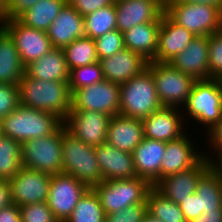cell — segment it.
Instances as JSON below:
<instances>
[{"label": "cell", "mask_w": 222, "mask_h": 222, "mask_svg": "<svg viewBox=\"0 0 222 222\" xmlns=\"http://www.w3.org/2000/svg\"><path fill=\"white\" fill-rule=\"evenodd\" d=\"M20 104L51 112L63 121L71 109L72 95L68 81H43L31 78L26 72L19 81Z\"/></svg>", "instance_id": "6da1fadb"}, {"label": "cell", "mask_w": 222, "mask_h": 222, "mask_svg": "<svg viewBox=\"0 0 222 222\" xmlns=\"http://www.w3.org/2000/svg\"><path fill=\"white\" fill-rule=\"evenodd\" d=\"M2 134L21 144L55 133L64 121L57 115L19 104L10 114L1 119Z\"/></svg>", "instance_id": "7a4b0ae2"}, {"label": "cell", "mask_w": 222, "mask_h": 222, "mask_svg": "<svg viewBox=\"0 0 222 222\" xmlns=\"http://www.w3.org/2000/svg\"><path fill=\"white\" fill-rule=\"evenodd\" d=\"M182 112L183 117H186V125L189 123L186 122L187 119L195 120L194 122L206 128L204 132H209L222 121V80H196Z\"/></svg>", "instance_id": "3957f363"}, {"label": "cell", "mask_w": 222, "mask_h": 222, "mask_svg": "<svg viewBox=\"0 0 222 222\" xmlns=\"http://www.w3.org/2000/svg\"><path fill=\"white\" fill-rule=\"evenodd\" d=\"M63 173L74 176L88 188L102 182V173L95 155V147L85 144L62 125Z\"/></svg>", "instance_id": "277c9868"}, {"label": "cell", "mask_w": 222, "mask_h": 222, "mask_svg": "<svg viewBox=\"0 0 222 222\" xmlns=\"http://www.w3.org/2000/svg\"><path fill=\"white\" fill-rule=\"evenodd\" d=\"M162 107L152 73L147 68L120 85L119 114L143 120Z\"/></svg>", "instance_id": "5b68a950"}, {"label": "cell", "mask_w": 222, "mask_h": 222, "mask_svg": "<svg viewBox=\"0 0 222 222\" xmlns=\"http://www.w3.org/2000/svg\"><path fill=\"white\" fill-rule=\"evenodd\" d=\"M153 186L145 179L106 180L92 188L105 214L114 213L136 204H147L146 198Z\"/></svg>", "instance_id": "8992f818"}, {"label": "cell", "mask_w": 222, "mask_h": 222, "mask_svg": "<svg viewBox=\"0 0 222 222\" xmlns=\"http://www.w3.org/2000/svg\"><path fill=\"white\" fill-rule=\"evenodd\" d=\"M165 13L195 36H209L222 29V8L168 0Z\"/></svg>", "instance_id": "52a82bcc"}, {"label": "cell", "mask_w": 222, "mask_h": 222, "mask_svg": "<svg viewBox=\"0 0 222 222\" xmlns=\"http://www.w3.org/2000/svg\"><path fill=\"white\" fill-rule=\"evenodd\" d=\"M146 68L152 73L161 105L182 108L196 80L173 68L169 63L150 61Z\"/></svg>", "instance_id": "ba28073f"}, {"label": "cell", "mask_w": 222, "mask_h": 222, "mask_svg": "<svg viewBox=\"0 0 222 222\" xmlns=\"http://www.w3.org/2000/svg\"><path fill=\"white\" fill-rule=\"evenodd\" d=\"M22 166L46 174L63 173L62 126L50 135L21 144Z\"/></svg>", "instance_id": "9c48e42d"}, {"label": "cell", "mask_w": 222, "mask_h": 222, "mask_svg": "<svg viewBox=\"0 0 222 222\" xmlns=\"http://www.w3.org/2000/svg\"><path fill=\"white\" fill-rule=\"evenodd\" d=\"M120 85L103 79L72 94L70 110L98 111L110 117L119 114Z\"/></svg>", "instance_id": "30bf717a"}, {"label": "cell", "mask_w": 222, "mask_h": 222, "mask_svg": "<svg viewBox=\"0 0 222 222\" xmlns=\"http://www.w3.org/2000/svg\"><path fill=\"white\" fill-rule=\"evenodd\" d=\"M89 188L66 173L51 176L47 204L59 222H65Z\"/></svg>", "instance_id": "8fae6325"}, {"label": "cell", "mask_w": 222, "mask_h": 222, "mask_svg": "<svg viewBox=\"0 0 222 222\" xmlns=\"http://www.w3.org/2000/svg\"><path fill=\"white\" fill-rule=\"evenodd\" d=\"M1 26L14 40L25 68L53 49L47 32L26 26L18 19H7Z\"/></svg>", "instance_id": "7c38bea8"}, {"label": "cell", "mask_w": 222, "mask_h": 222, "mask_svg": "<svg viewBox=\"0 0 222 222\" xmlns=\"http://www.w3.org/2000/svg\"><path fill=\"white\" fill-rule=\"evenodd\" d=\"M110 116L89 110H70L64 120L65 128L87 145L99 146L107 141Z\"/></svg>", "instance_id": "4fadbf2b"}, {"label": "cell", "mask_w": 222, "mask_h": 222, "mask_svg": "<svg viewBox=\"0 0 222 222\" xmlns=\"http://www.w3.org/2000/svg\"><path fill=\"white\" fill-rule=\"evenodd\" d=\"M51 176L22 166L18 173L9 180L12 203L21 207L47 202Z\"/></svg>", "instance_id": "5bb4252c"}, {"label": "cell", "mask_w": 222, "mask_h": 222, "mask_svg": "<svg viewBox=\"0 0 222 222\" xmlns=\"http://www.w3.org/2000/svg\"><path fill=\"white\" fill-rule=\"evenodd\" d=\"M182 109L162 107L143 119L144 137L157 141H174L186 134Z\"/></svg>", "instance_id": "9a60e30c"}, {"label": "cell", "mask_w": 222, "mask_h": 222, "mask_svg": "<svg viewBox=\"0 0 222 222\" xmlns=\"http://www.w3.org/2000/svg\"><path fill=\"white\" fill-rule=\"evenodd\" d=\"M117 30L121 33L148 22H161L165 6L159 0H120L114 3Z\"/></svg>", "instance_id": "2e32d148"}, {"label": "cell", "mask_w": 222, "mask_h": 222, "mask_svg": "<svg viewBox=\"0 0 222 222\" xmlns=\"http://www.w3.org/2000/svg\"><path fill=\"white\" fill-rule=\"evenodd\" d=\"M213 165L203 157L194 167L161 179L154 187L166 198L178 205L184 199L196 192V186L200 177Z\"/></svg>", "instance_id": "e0dca14e"}, {"label": "cell", "mask_w": 222, "mask_h": 222, "mask_svg": "<svg viewBox=\"0 0 222 222\" xmlns=\"http://www.w3.org/2000/svg\"><path fill=\"white\" fill-rule=\"evenodd\" d=\"M190 139L191 136L188 137L185 134L177 140L166 143L165 153L161 161V179L189 170L204 157V152L197 149L194 145L195 141Z\"/></svg>", "instance_id": "ac0fdd59"}, {"label": "cell", "mask_w": 222, "mask_h": 222, "mask_svg": "<svg viewBox=\"0 0 222 222\" xmlns=\"http://www.w3.org/2000/svg\"><path fill=\"white\" fill-rule=\"evenodd\" d=\"M190 31L175 23L165 12L161 16L158 46L152 61L168 63L195 38Z\"/></svg>", "instance_id": "d6986e66"}, {"label": "cell", "mask_w": 222, "mask_h": 222, "mask_svg": "<svg viewBox=\"0 0 222 222\" xmlns=\"http://www.w3.org/2000/svg\"><path fill=\"white\" fill-rule=\"evenodd\" d=\"M208 57V36H196L168 63L195 80H203L210 78Z\"/></svg>", "instance_id": "ffe728a7"}, {"label": "cell", "mask_w": 222, "mask_h": 222, "mask_svg": "<svg viewBox=\"0 0 222 222\" xmlns=\"http://www.w3.org/2000/svg\"><path fill=\"white\" fill-rule=\"evenodd\" d=\"M95 155L102 173V181L137 177L132 154L105 142L95 147Z\"/></svg>", "instance_id": "44dd1931"}, {"label": "cell", "mask_w": 222, "mask_h": 222, "mask_svg": "<svg viewBox=\"0 0 222 222\" xmlns=\"http://www.w3.org/2000/svg\"><path fill=\"white\" fill-rule=\"evenodd\" d=\"M105 80L123 84L146 69L148 61L140 54L124 48L116 54L100 60Z\"/></svg>", "instance_id": "7402d4cb"}, {"label": "cell", "mask_w": 222, "mask_h": 222, "mask_svg": "<svg viewBox=\"0 0 222 222\" xmlns=\"http://www.w3.org/2000/svg\"><path fill=\"white\" fill-rule=\"evenodd\" d=\"M166 142L143 138L132 153L137 177L155 186L161 180V161Z\"/></svg>", "instance_id": "603a6c76"}, {"label": "cell", "mask_w": 222, "mask_h": 222, "mask_svg": "<svg viewBox=\"0 0 222 222\" xmlns=\"http://www.w3.org/2000/svg\"><path fill=\"white\" fill-rule=\"evenodd\" d=\"M144 138L142 120L121 114L110 117L107 130V143L132 154Z\"/></svg>", "instance_id": "cb8c5ba5"}, {"label": "cell", "mask_w": 222, "mask_h": 222, "mask_svg": "<svg viewBox=\"0 0 222 222\" xmlns=\"http://www.w3.org/2000/svg\"><path fill=\"white\" fill-rule=\"evenodd\" d=\"M47 35L53 48H64L85 36L84 18L67 3L49 26Z\"/></svg>", "instance_id": "d4e9b609"}, {"label": "cell", "mask_w": 222, "mask_h": 222, "mask_svg": "<svg viewBox=\"0 0 222 222\" xmlns=\"http://www.w3.org/2000/svg\"><path fill=\"white\" fill-rule=\"evenodd\" d=\"M34 79L43 81H68L69 69L63 48H53L25 68Z\"/></svg>", "instance_id": "484cf974"}, {"label": "cell", "mask_w": 222, "mask_h": 222, "mask_svg": "<svg viewBox=\"0 0 222 222\" xmlns=\"http://www.w3.org/2000/svg\"><path fill=\"white\" fill-rule=\"evenodd\" d=\"M161 22L138 24L123 33L124 47L140 54L148 62L152 61L158 46Z\"/></svg>", "instance_id": "4316f807"}, {"label": "cell", "mask_w": 222, "mask_h": 222, "mask_svg": "<svg viewBox=\"0 0 222 222\" xmlns=\"http://www.w3.org/2000/svg\"><path fill=\"white\" fill-rule=\"evenodd\" d=\"M24 74L25 67L14 40L0 25V83L19 85Z\"/></svg>", "instance_id": "83f0119b"}, {"label": "cell", "mask_w": 222, "mask_h": 222, "mask_svg": "<svg viewBox=\"0 0 222 222\" xmlns=\"http://www.w3.org/2000/svg\"><path fill=\"white\" fill-rule=\"evenodd\" d=\"M195 193L200 198L201 214L222 210V175L213 165L198 180Z\"/></svg>", "instance_id": "f1b7e54d"}, {"label": "cell", "mask_w": 222, "mask_h": 222, "mask_svg": "<svg viewBox=\"0 0 222 222\" xmlns=\"http://www.w3.org/2000/svg\"><path fill=\"white\" fill-rule=\"evenodd\" d=\"M67 0H40L18 20L31 28L47 32L49 26L57 17Z\"/></svg>", "instance_id": "f546056e"}, {"label": "cell", "mask_w": 222, "mask_h": 222, "mask_svg": "<svg viewBox=\"0 0 222 222\" xmlns=\"http://www.w3.org/2000/svg\"><path fill=\"white\" fill-rule=\"evenodd\" d=\"M147 212L163 222H187L180 206L166 198L154 186L149 190Z\"/></svg>", "instance_id": "4dcf8cb0"}, {"label": "cell", "mask_w": 222, "mask_h": 222, "mask_svg": "<svg viewBox=\"0 0 222 222\" xmlns=\"http://www.w3.org/2000/svg\"><path fill=\"white\" fill-rule=\"evenodd\" d=\"M69 71L79 66L99 61L95 41L87 36L79 37L63 48Z\"/></svg>", "instance_id": "1f68e13d"}, {"label": "cell", "mask_w": 222, "mask_h": 222, "mask_svg": "<svg viewBox=\"0 0 222 222\" xmlns=\"http://www.w3.org/2000/svg\"><path fill=\"white\" fill-rule=\"evenodd\" d=\"M21 143L10 137H0V179H12L22 167Z\"/></svg>", "instance_id": "d6a6232c"}, {"label": "cell", "mask_w": 222, "mask_h": 222, "mask_svg": "<svg viewBox=\"0 0 222 222\" xmlns=\"http://www.w3.org/2000/svg\"><path fill=\"white\" fill-rule=\"evenodd\" d=\"M83 18L85 36L92 39H96L109 31L117 29L115 4L97 9Z\"/></svg>", "instance_id": "836d02e7"}, {"label": "cell", "mask_w": 222, "mask_h": 222, "mask_svg": "<svg viewBox=\"0 0 222 222\" xmlns=\"http://www.w3.org/2000/svg\"><path fill=\"white\" fill-rule=\"evenodd\" d=\"M105 218L106 214L98 196L89 188L65 222H105Z\"/></svg>", "instance_id": "e575fe53"}, {"label": "cell", "mask_w": 222, "mask_h": 222, "mask_svg": "<svg viewBox=\"0 0 222 222\" xmlns=\"http://www.w3.org/2000/svg\"><path fill=\"white\" fill-rule=\"evenodd\" d=\"M103 79L100 61L71 69L68 80L70 93L72 95L78 89L97 84Z\"/></svg>", "instance_id": "d590c367"}, {"label": "cell", "mask_w": 222, "mask_h": 222, "mask_svg": "<svg viewBox=\"0 0 222 222\" xmlns=\"http://www.w3.org/2000/svg\"><path fill=\"white\" fill-rule=\"evenodd\" d=\"M94 41L99 61L106 57H110L125 48L123 33L117 29L97 37Z\"/></svg>", "instance_id": "8d00e7d4"}, {"label": "cell", "mask_w": 222, "mask_h": 222, "mask_svg": "<svg viewBox=\"0 0 222 222\" xmlns=\"http://www.w3.org/2000/svg\"><path fill=\"white\" fill-rule=\"evenodd\" d=\"M210 78L222 80V29L208 36Z\"/></svg>", "instance_id": "74e56055"}, {"label": "cell", "mask_w": 222, "mask_h": 222, "mask_svg": "<svg viewBox=\"0 0 222 222\" xmlns=\"http://www.w3.org/2000/svg\"><path fill=\"white\" fill-rule=\"evenodd\" d=\"M21 222H59L47 202L33 203L20 207Z\"/></svg>", "instance_id": "f35d334b"}, {"label": "cell", "mask_w": 222, "mask_h": 222, "mask_svg": "<svg viewBox=\"0 0 222 222\" xmlns=\"http://www.w3.org/2000/svg\"><path fill=\"white\" fill-rule=\"evenodd\" d=\"M19 104V85L0 83V119L13 112Z\"/></svg>", "instance_id": "ab89813d"}, {"label": "cell", "mask_w": 222, "mask_h": 222, "mask_svg": "<svg viewBox=\"0 0 222 222\" xmlns=\"http://www.w3.org/2000/svg\"><path fill=\"white\" fill-rule=\"evenodd\" d=\"M147 204H136L123 210L106 214L105 222H142Z\"/></svg>", "instance_id": "60d3db41"}, {"label": "cell", "mask_w": 222, "mask_h": 222, "mask_svg": "<svg viewBox=\"0 0 222 222\" xmlns=\"http://www.w3.org/2000/svg\"><path fill=\"white\" fill-rule=\"evenodd\" d=\"M204 135L207 139L206 141L208 142L209 147L211 148L210 151H214L207 153L206 150L203 149L204 156L213 163L222 154V121L217 123L209 132L204 133Z\"/></svg>", "instance_id": "b9f144b4"}, {"label": "cell", "mask_w": 222, "mask_h": 222, "mask_svg": "<svg viewBox=\"0 0 222 222\" xmlns=\"http://www.w3.org/2000/svg\"><path fill=\"white\" fill-rule=\"evenodd\" d=\"M67 3L73 7L81 16H86L97 9L108 7L114 4L113 0H67Z\"/></svg>", "instance_id": "7bdbcfd3"}, {"label": "cell", "mask_w": 222, "mask_h": 222, "mask_svg": "<svg viewBox=\"0 0 222 222\" xmlns=\"http://www.w3.org/2000/svg\"><path fill=\"white\" fill-rule=\"evenodd\" d=\"M179 206L187 222L201 215L200 198L196 193L184 199Z\"/></svg>", "instance_id": "ee69618b"}, {"label": "cell", "mask_w": 222, "mask_h": 222, "mask_svg": "<svg viewBox=\"0 0 222 222\" xmlns=\"http://www.w3.org/2000/svg\"><path fill=\"white\" fill-rule=\"evenodd\" d=\"M40 0H8V19H18Z\"/></svg>", "instance_id": "f6af8a7d"}, {"label": "cell", "mask_w": 222, "mask_h": 222, "mask_svg": "<svg viewBox=\"0 0 222 222\" xmlns=\"http://www.w3.org/2000/svg\"><path fill=\"white\" fill-rule=\"evenodd\" d=\"M0 222H21L20 207L12 203L8 207L1 209Z\"/></svg>", "instance_id": "bcb514c9"}, {"label": "cell", "mask_w": 222, "mask_h": 222, "mask_svg": "<svg viewBox=\"0 0 222 222\" xmlns=\"http://www.w3.org/2000/svg\"><path fill=\"white\" fill-rule=\"evenodd\" d=\"M12 204L9 180L0 179V210Z\"/></svg>", "instance_id": "7dc6e473"}, {"label": "cell", "mask_w": 222, "mask_h": 222, "mask_svg": "<svg viewBox=\"0 0 222 222\" xmlns=\"http://www.w3.org/2000/svg\"><path fill=\"white\" fill-rule=\"evenodd\" d=\"M190 222H222V210L207 211Z\"/></svg>", "instance_id": "c3c4849f"}, {"label": "cell", "mask_w": 222, "mask_h": 222, "mask_svg": "<svg viewBox=\"0 0 222 222\" xmlns=\"http://www.w3.org/2000/svg\"><path fill=\"white\" fill-rule=\"evenodd\" d=\"M185 4H204L215 8H222V0H177Z\"/></svg>", "instance_id": "681fc988"}, {"label": "cell", "mask_w": 222, "mask_h": 222, "mask_svg": "<svg viewBox=\"0 0 222 222\" xmlns=\"http://www.w3.org/2000/svg\"><path fill=\"white\" fill-rule=\"evenodd\" d=\"M8 19V0H0V25Z\"/></svg>", "instance_id": "f907efd6"}, {"label": "cell", "mask_w": 222, "mask_h": 222, "mask_svg": "<svg viewBox=\"0 0 222 222\" xmlns=\"http://www.w3.org/2000/svg\"><path fill=\"white\" fill-rule=\"evenodd\" d=\"M142 222H163L159 219H157L156 217L152 216L150 213H146Z\"/></svg>", "instance_id": "816d5d0a"}, {"label": "cell", "mask_w": 222, "mask_h": 222, "mask_svg": "<svg viewBox=\"0 0 222 222\" xmlns=\"http://www.w3.org/2000/svg\"><path fill=\"white\" fill-rule=\"evenodd\" d=\"M213 166L221 173L222 175V154L213 162Z\"/></svg>", "instance_id": "f5cc1de1"}, {"label": "cell", "mask_w": 222, "mask_h": 222, "mask_svg": "<svg viewBox=\"0 0 222 222\" xmlns=\"http://www.w3.org/2000/svg\"><path fill=\"white\" fill-rule=\"evenodd\" d=\"M2 122H1V119H0V137L2 136Z\"/></svg>", "instance_id": "db71d44e"}, {"label": "cell", "mask_w": 222, "mask_h": 222, "mask_svg": "<svg viewBox=\"0 0 222 222\" xmlns=\"http://www.w3.org/2000/svg\"><path fill=\"white\" fill-rule=\"evenodd\" d=\"M164 6L168 0H159Z\"/></svg>", "instance_id": "11a10c76"}]
</instances>
